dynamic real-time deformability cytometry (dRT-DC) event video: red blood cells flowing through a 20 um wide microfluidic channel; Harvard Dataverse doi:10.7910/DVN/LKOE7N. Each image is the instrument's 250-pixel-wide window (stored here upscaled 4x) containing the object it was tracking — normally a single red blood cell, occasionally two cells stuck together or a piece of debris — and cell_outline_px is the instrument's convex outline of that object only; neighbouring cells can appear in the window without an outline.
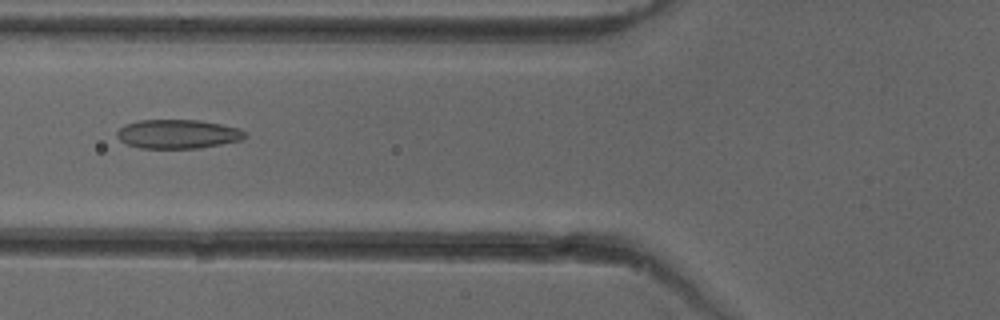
{"species": "common noctule bat (a hibernating species)", "species_latin": "Nyctalus noctula", "temperature_condition": "cold", "stored_images_in_passage": 52, "camera_frame_rate_fps": 3000, "um_per_image_px": 0.085, "animal": {"sex": "female"}, "frame": {"image": 1, "passage_image": 20, "time_ms": 6.333, "image_size_px": [1000, 320], "cell_outline_px": [[248, 136], [240, 140], [200, 148], [140, 148], [128, 144], [120, 140], [116, 136], [116, 132], [124, 124], [140, 120], [200, 120], [240, 128]], "centroid_in_image_um": [15.1, 11.39], "position_along_channel_um": 110.7, "area_um2": 21.62}}
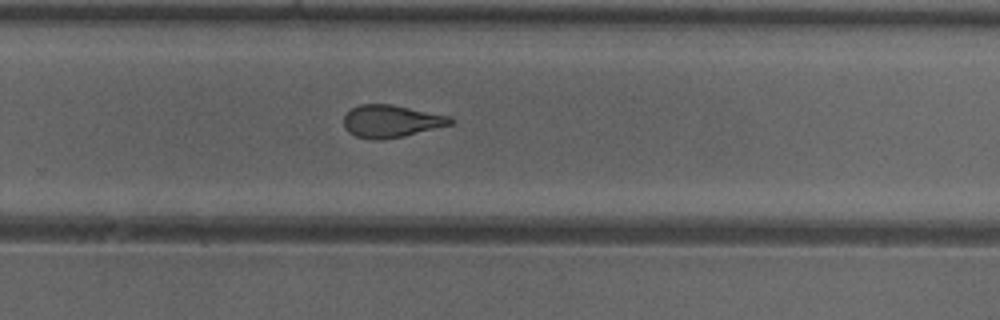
{"frame": {"image": 2, "passage_image": 34, "time_ms": 11.0, "image_size_px": [1000, 320], "cell_outline_px": [[456, 120], [452, 124], [404, 136], [376, 140], [372, 140], [356, 136], [348, 132], [344, 128], [344, 116], [352, 108], [360, 104], [392, 104], [448, 116]], "centroid_in_image_um": [33.23, 10.3], "position_along_channel_um": 296.6, "area_um2": 20.06}}
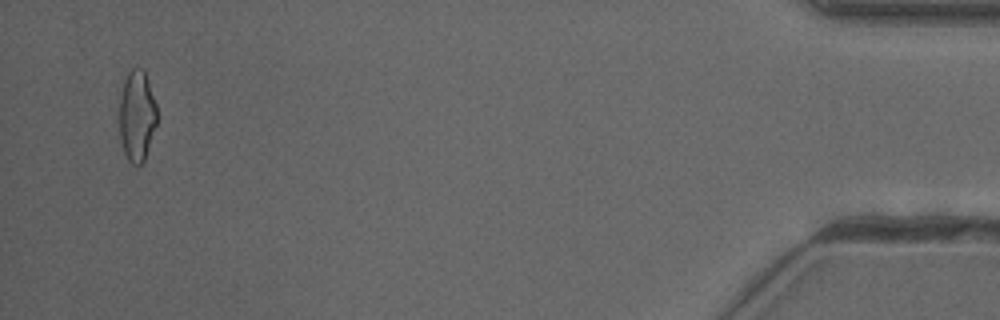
{"frame": {"image": 3, "passage_image": 50, "time_ms": 16.333, "image_size_px": [1000, 320], "cell_outline_px": [[156, 124], [144, 164], [132, 164], [128, 160], [124, 152], [120, 140], [120, 100], [124, 80], [128, 72], [132, 68], [144, 68], [156, 104]], "centroid_in_image_um": [11.64, 9.86], "position_along_channel_um": 423.6, "area_um2": 19.94}, "authors_computed_cell_mechanics": {"area_um2": 20.8947, "velocity_mm_per_s": 3.9898, "shape_relaxation_time_tau1_ms": 7.6689, "shape_relaxation_time_tau2_ms": 1.6827, "deformation_change_tau1": 0.1674, "deformation_change_tau2": 0.0956}}